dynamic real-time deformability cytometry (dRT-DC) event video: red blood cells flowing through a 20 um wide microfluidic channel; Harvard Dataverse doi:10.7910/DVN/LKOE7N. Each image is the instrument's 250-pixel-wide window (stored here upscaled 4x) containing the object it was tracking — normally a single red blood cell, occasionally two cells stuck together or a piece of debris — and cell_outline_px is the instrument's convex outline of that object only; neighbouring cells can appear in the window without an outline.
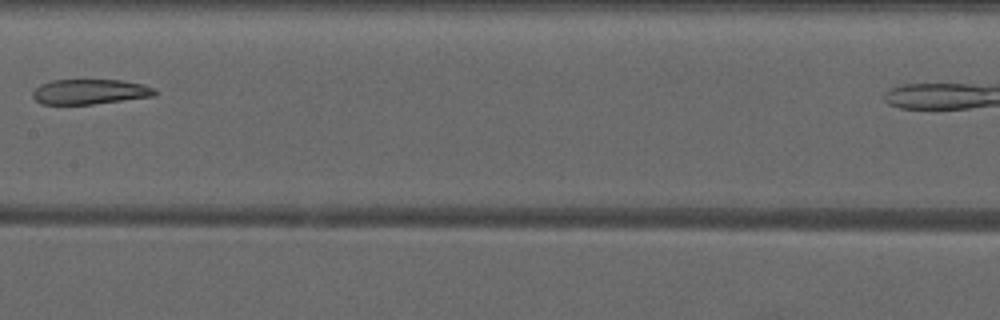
{"species": "common noctule bat (a hibernating species)", "species_latin": "Nyctalus noctula", "temperature_condition": "warm", "stored_images_in_passage": 6, "camera_frame_rate_fps": 3000, "um_per_image_px": 0.085, "animal": {"sex": "male", "forearm_length_mm": 52.5}, "frame": {"image": 1, "passage_image": 5, "time_ms": 4.667, "image_size_px": [1000, 320], "cell_outline_px": [[156, 96], [92, 104], [40, 104], [32, 96], [32, 92], [40, 84], [52, 80], [120, 80], [144, 84], [156, 88]], "centroid_in_image_um": [7.66, 7.79], "position_along_channel_um": 199.7, "area_um2": 17.92}}